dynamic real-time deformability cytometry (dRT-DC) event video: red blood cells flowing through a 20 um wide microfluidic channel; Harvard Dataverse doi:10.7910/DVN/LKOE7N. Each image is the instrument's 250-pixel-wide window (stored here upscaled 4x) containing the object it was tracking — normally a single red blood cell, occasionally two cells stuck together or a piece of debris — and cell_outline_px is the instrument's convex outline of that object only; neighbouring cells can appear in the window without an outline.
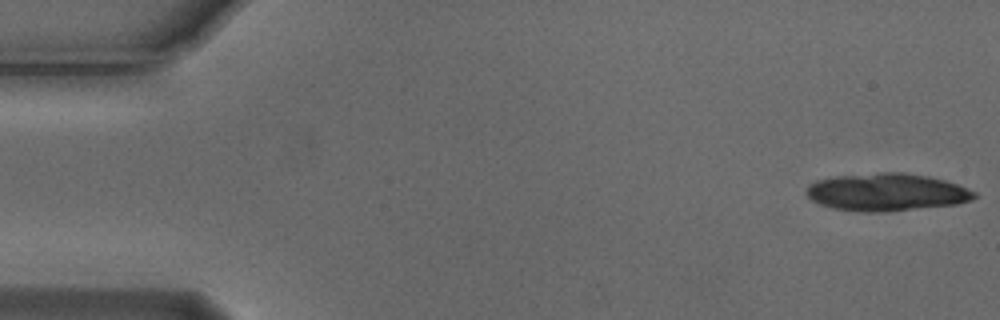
{"species": "Egyptian fruit bat (a non-hibernating species)", "species_latin": "Rousettus aegyptiacus", "temperature_condition": "cold", "stored_images_in_passage": 15, "camera_frame_rate_fps": 3000, "um_per_image_px": 0.085, "animal": {"sex": "male"}, "frame": {"image": 1, "passage_image": 1, "time_ms": 0.0, "image_size_px": [1000, 320], "cell_outline_px": [[976, 196], [972, 200], [956, 204], [884, 212], [860, 212], [832, 208], [820, 204], [812, 200], [808, 196], [808, 188], [816, 180], [836, 176], [884, 172], [900, 172], [928, 176], [944, 180], [956, 184], [976, 192]], "centroid_in_image_um": [75.37, 16.34], "position_along_channel_um": 9.6, "area_um2": 36.47}}